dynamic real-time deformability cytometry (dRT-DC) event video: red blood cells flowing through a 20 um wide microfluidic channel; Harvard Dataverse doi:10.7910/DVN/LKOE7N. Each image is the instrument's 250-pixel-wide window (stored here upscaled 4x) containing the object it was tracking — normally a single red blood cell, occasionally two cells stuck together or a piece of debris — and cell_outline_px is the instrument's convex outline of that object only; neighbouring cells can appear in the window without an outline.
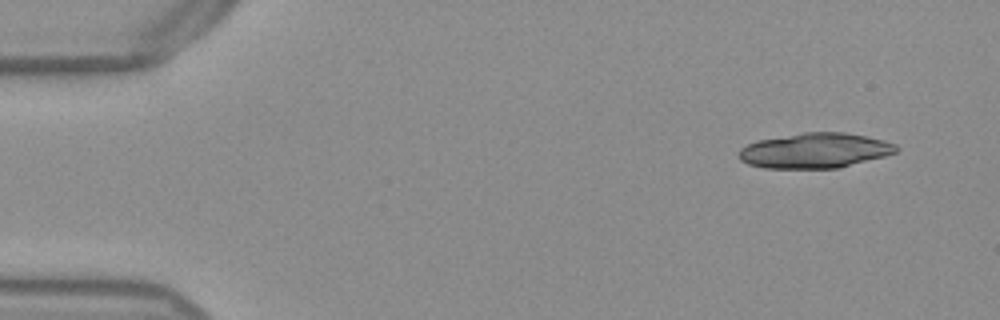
{"species": "Egyptian fruit bat (a non-hibernating species)", "species_latin": "Rousettus aegyptiacus", "temperature_condition": "warm", "stored_images_in_passage": 14, "camera_frame_rate_fps": 3000, "um_per_image_px": 0.085, "frame": {"image": 1, "passage_image": 1, "time_ms": 0.0, "image_size_px": [1000, 320], "cell_outline_px": [[900, 148], [896, 152], [884, 156], [840, 168], [764, 168], [748, 164], [740, 160], [740, 148], [756, 140], [804, 132], [844, 132], [884, 140], [896, 144]], "centroid_in_image_um": [69.27, 12.8], "position_along_channel_um": 15.7, "area_um2": 32.19}}